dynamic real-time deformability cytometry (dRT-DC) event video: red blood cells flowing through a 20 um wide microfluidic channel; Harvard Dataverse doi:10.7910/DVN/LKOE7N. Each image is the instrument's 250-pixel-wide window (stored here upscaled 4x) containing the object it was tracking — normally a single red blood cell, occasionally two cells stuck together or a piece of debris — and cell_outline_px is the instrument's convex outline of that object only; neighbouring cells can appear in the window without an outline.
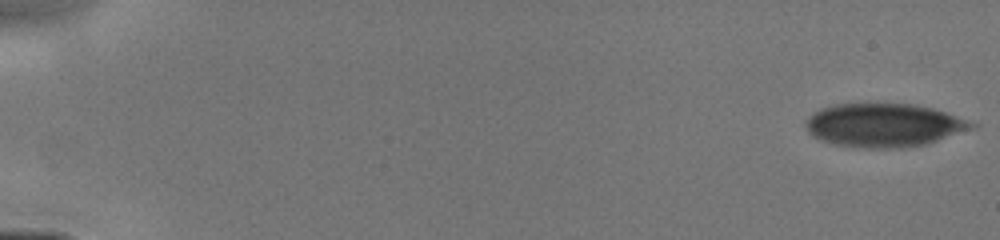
{"species": "human", "species_latin": "Homo sapiens", "temperature_condition": "cold", "stored_images_in_passage": 13, "camera_frame_rate_fps": 3000, "um_per_image_px": 0.085, "donor": {"sex": "male"}, "frame": {"image": 1, "passage_image": 1, "time_ms": 0.0, "image_size_px": [1000, 240], "cell_outline_px": [[980, 124], [976, 128], [924, 144], [904, 148], [868, 148], [836, 144], [820, 140], [812, 136], [808, 132], [804, 124], [804, 120], [812, 112], [820, 108], [836, 104], [912, 104], [932, 108]], "centroid_in_image_um": [75.1, 10.64], "position_along_channel_um": 9.9, "area_um2": 42.08}}
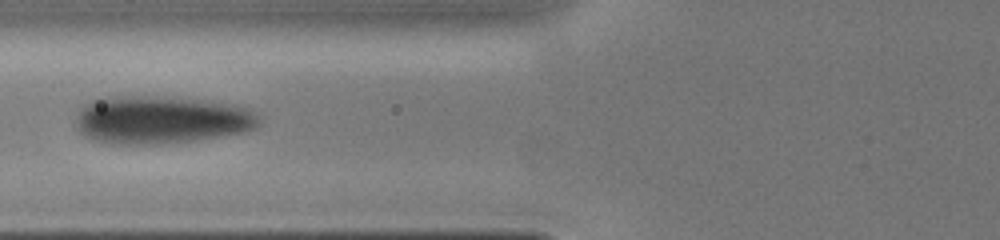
{"frame": {"image": 2, "passage_image": 10, "time_ms": 6.333, "image_size_px": [1000, 240], "cell_outline_px": [[260, 124], [256, 128], [244, 132], [196, 140], [160, 144], [116, 144], [96, 140], [80, 132], [76, 124], [76, 116], [80, 108], [84, 104], [100, 96], [172, 96], [208, 100], [232, 104], [252, 108], [260, 116]], "centroid_in_image_um": [13.74, 10.15], "position_along_channel_um": 112.1, "area_um2": 51.96}}
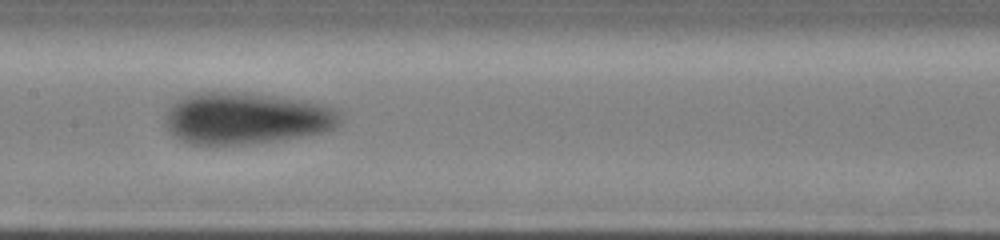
{"frame": {"image": 3, "passage_image": 12, "time_ms": 8.0, "image_size_px": [1000, 240], "cell_outline_px": [[344, 112], [340, 124], [336, 128], [328, 132], [280, 140], [252, 144], [188, 144], [180, 140], [164, 124], [164, 120], [168, 108], [172, 104], [196, 92], [248, 92], [308, 100], [340, 108]], "centroid_in_image_um": [21.05, 10.05], "position_along_channel_um": 186.4, "area_um2": 53.75}}